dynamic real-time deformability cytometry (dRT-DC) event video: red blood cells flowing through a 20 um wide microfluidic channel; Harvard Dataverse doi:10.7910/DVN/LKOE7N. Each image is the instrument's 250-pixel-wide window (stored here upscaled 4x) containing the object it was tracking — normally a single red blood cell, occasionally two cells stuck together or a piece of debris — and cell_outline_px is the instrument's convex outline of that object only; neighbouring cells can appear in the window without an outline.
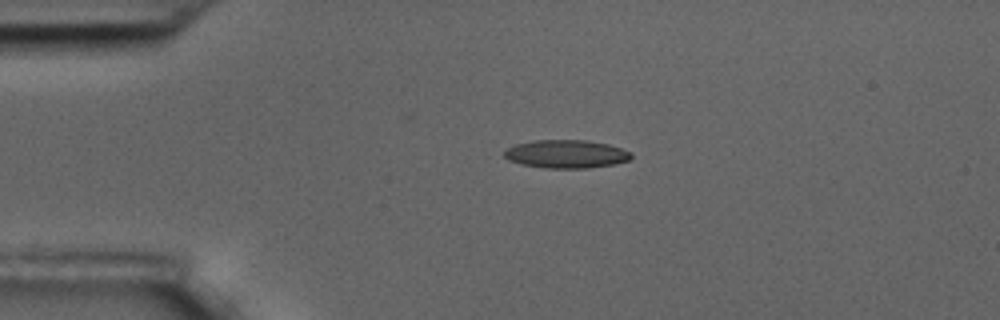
{"species": "common noctule bat (a hibernating species)", "species_latin": "Nyctalus noctula", "temperature_condition": "room temperature", "stored_images_in_passage": 3, "camera_frame_rate_fps": 3000, "um_per_image_px": 0.085, "animal": {"sex": "male", "body_mass_g": 17.5, "forearm_length_mm": 52.3}, "frame": {"image": 1, "passage_image": 2, "time_ms": 0.333, "image_size_px": [1000, 320], "cell_outline_px": [[632, 156], [628, 160], [616, 164], [588, 168], [544, 168], [524, 164], [508, 160], [504, 156], [504, 152], [508, 148], [516, 144], [536, 140], [588, 140], [608, 144], [632, 152]], "centroid_in_image_um": [48.16, 13.09], "position_along_channel_um": 36.8, "area_um2": 20.81}}